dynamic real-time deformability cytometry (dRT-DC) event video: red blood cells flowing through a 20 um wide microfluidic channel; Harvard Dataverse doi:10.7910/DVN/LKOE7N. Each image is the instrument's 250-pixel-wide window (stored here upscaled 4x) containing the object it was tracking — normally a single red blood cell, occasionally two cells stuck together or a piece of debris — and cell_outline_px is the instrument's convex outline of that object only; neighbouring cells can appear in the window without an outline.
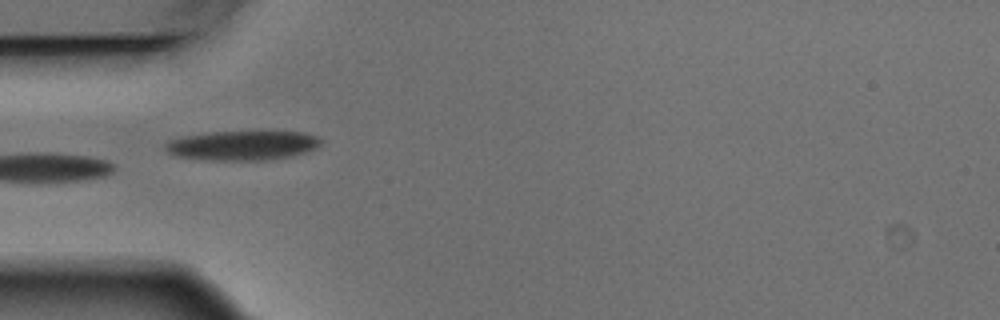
{"species": "Egyptian fruit bat (a non-hibernating species)", "species_latin": "Rousettus aegyptiacus", "temperature_condition": "warm", "stored_images_in_passage": 7, "camera_frame_rate_fps": 3000, "um_per_image_px": 0.085, "animal": {"sex": "male"}, "frame": {"image": 1, "passage_image": 5, "time_ms": 1.333, "image_size_px": [1000, 320], "cell_outline_px": [[324, 140], [316, 148], [292, 156], [268, 160], [208, 160], [176, 156], [168, 152], [164, 148], [164, 144], [168, 140], [184, 136], [212, 132], [304, 132], [316, 136]], "centroid_in_image_um": [20.6, 12.36], "position_along_channel_um": 64.4, "area_um2": 26.7}}
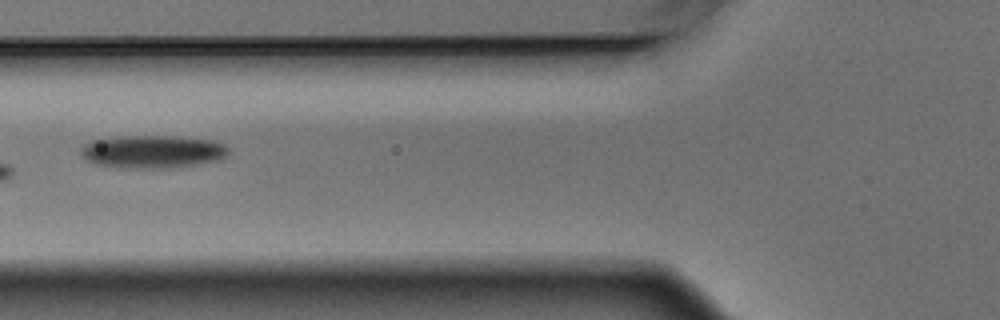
{"frame": {"image": 2, "passage_image": 6, "time_ms": 1.667, "image_size_px": [1000, 320], "cell_outline_px": [[228, 152], [220, 160], [196, 164], [168, 168], [120, 168], [96, 164], [84, 160], [80, 152], [80, 148], [84, 144], [92, 140], [116, 136], [172, 136], [212, 140], [224, 144], [228, 148]], "centroid_in_image_um": [12.91, 12.89], "position_along_channel_um": 112.9, "area_um2": 28.5}}
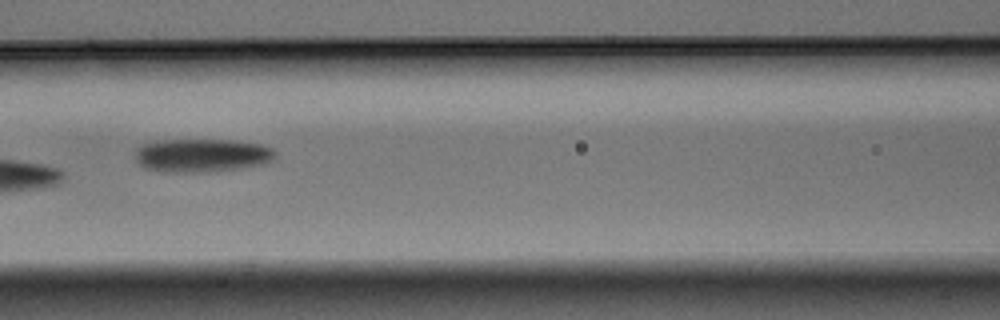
{"frame": {"image": 3, "passage_image": 7, "time_ms": 2.0, "image_size_px": [1000, 320], "cell_outline_px": [[276, 156], [272, 160], [264, 164], [216, 172], [160, 172], [144, 168], [136, 160], [136, 148], [144, 144], [156, 140], [232, 140], [260, 144], [272, 148], [276, 152]], "centroid_in_image_um": [17.16, 13.22], "position_along_channel_um": 149.4, "area_um2": 27.57}}